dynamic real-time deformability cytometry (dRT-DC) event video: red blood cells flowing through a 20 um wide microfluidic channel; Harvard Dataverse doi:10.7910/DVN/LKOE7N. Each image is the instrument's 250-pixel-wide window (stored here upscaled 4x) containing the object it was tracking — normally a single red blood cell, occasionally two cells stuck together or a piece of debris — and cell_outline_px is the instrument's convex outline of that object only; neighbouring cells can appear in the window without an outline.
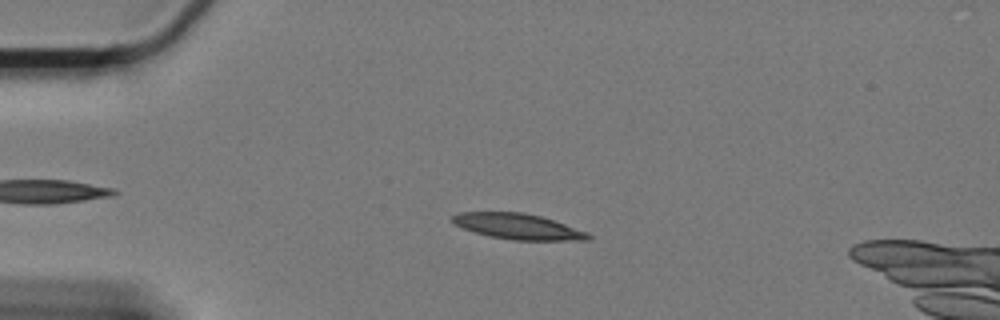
{"species": "Egyptian fruit bat (a non-hibernating species)", "species_latin": "Rousettus aegyptiacus", "temperature_condition": "cold", "stored_images_in_passage": 55, "camera_frame_rate_fps": 3000, "um_per_image_px": 0.085, "animal": {"sex": "female"}, "frame": {"image": 1, "passage_image": 14, "time_ms": 4.333, "image_size_px": [1000, 320], "cell_outline_px": [[592, 236], [588, 240], [512, 240], [488, 236], [464, 228], [456, 224], [452, 220], [452, 216], [460, 212], [524, 212], [540, 216], [588, 232]], "centroid_in_image_um": [44.04, 19.25], "position_along_channel_um": 41.0, "area_um2": 20.06}}
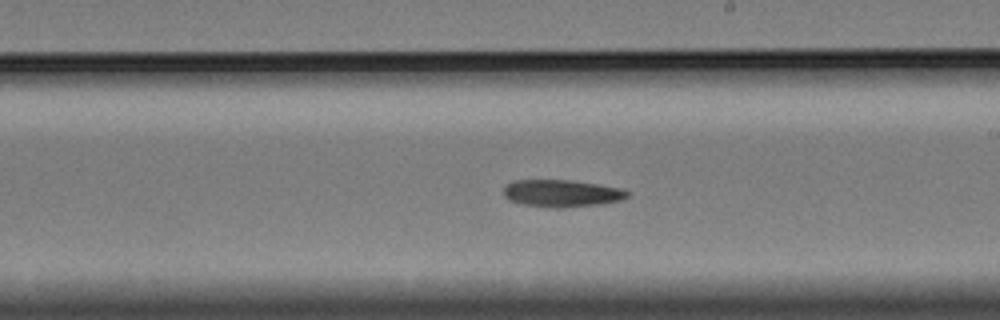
{"frame": {"image": 2, "passage_image": 35, "time_ms": 11.333, "image_size_px": [1000, 320], "cell_outline_px": [[632, 192], [628, 196], [620, 200], [600, 204], [564, 208], [552, 208], [524, 204], [508, 200], [504, 196], [504, 188], [512, 180], [568, 180], [596, 184], [620, 188]], "centroid_in_image_um": [47.74, 16.44], "position_along_channel_um": 241.3, "area_um2": 19.59}}
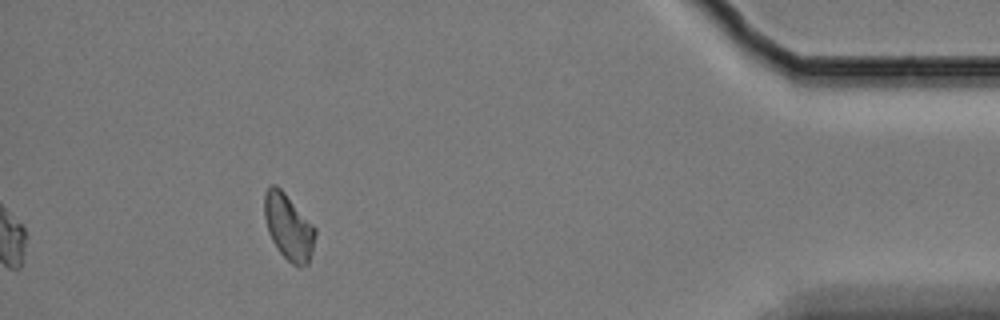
{"frame": {"image": 3, "passage_image": 55, "time_ms": 18.0, "image_size_px": [1000, 320], "cell_outline_px": [[316, 236], [312, 252], [308, 264], [300, 268], [292, 264], [280, 252], [272, 240], [268, 232], [264, 216], [264, 192], [272, 184], [276, 184], [284, 192], [316, 228]], "centroid_in_image_um": [24.53, 19.3], "position_along_channel_um": 410.7, "area_um2": 19.54}, "authors_computed_cell_mechanics": {"area_um2": 19.5364, "velocity_mm_per_s": 3.2961, "shape_relaxation_time_tau1_ms": 6.4543, "shape_relaxation_time_tau2_ms": null, "deformation_change_tau1": 0.1279, "deformation_change_tau2": null}}